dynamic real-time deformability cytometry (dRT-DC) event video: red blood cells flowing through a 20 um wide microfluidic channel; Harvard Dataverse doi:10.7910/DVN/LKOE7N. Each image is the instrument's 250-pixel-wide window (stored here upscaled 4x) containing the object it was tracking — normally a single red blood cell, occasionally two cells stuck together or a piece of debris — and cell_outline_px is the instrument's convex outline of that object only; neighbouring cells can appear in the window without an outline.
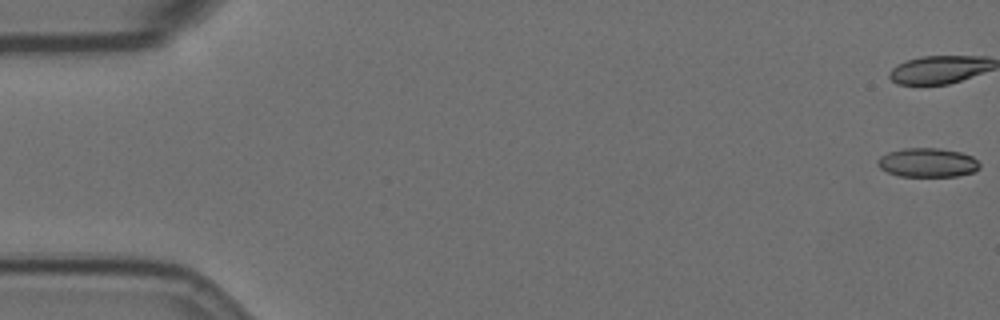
{"species": "Egyptian fruit bat (a non-hibernating species)", "species_latin": "Rousettus aegyptiacus", "temperature_condition": "room temperature", "stored_images_in_passage": 34, "camera_frame_rate_fps": 3000, "um_per_image_px": 0.085, "animal": {"sex": "female"}, "frame": {"image": 1, "passage_image": 1, "time_ms": 0.0, "image_size_px": [1000, 320], "cell_outline_px": [[980, 168], [972, 172], [956, 176], [900, 176], [888, 172], [880, 168], [876, 164], [876, 160], [880, 156], [888, 152], [904, 148], [940, 148], [960, 152], [972, 156], [980, 164]], "centroid_in_image_um": [78.82, 13.81], "position_along_channel_um": 6.2, "area_um2": 17.28}}